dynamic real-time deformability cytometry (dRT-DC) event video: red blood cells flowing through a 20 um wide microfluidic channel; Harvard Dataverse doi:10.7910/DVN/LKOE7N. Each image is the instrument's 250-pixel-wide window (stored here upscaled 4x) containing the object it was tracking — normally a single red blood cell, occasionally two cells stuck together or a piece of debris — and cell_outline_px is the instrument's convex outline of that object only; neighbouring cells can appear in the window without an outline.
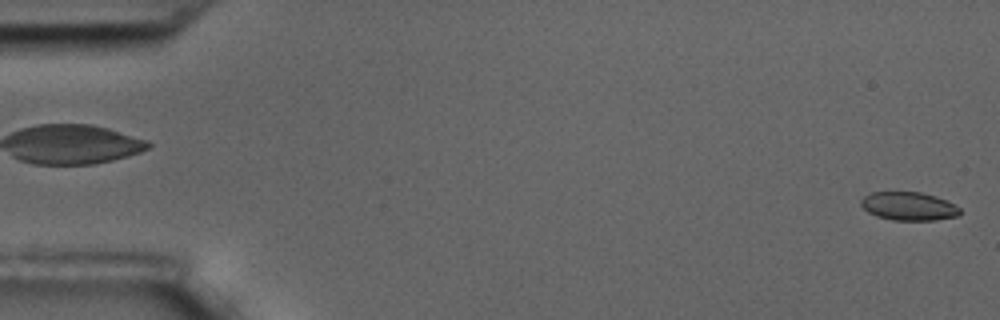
{"species": "common noctule bat (a hibernating species)", "species_latin": "Nyctalus noctula", "temperature_condition": "room temperature", "stored_images_in_passage": 58, "camera_frame_rate_fps": 3000, "um_per_image_px": 0.085, "animal": {"sex": "male", "body_mass_g": 17.5, "forearm_length_mm": 52.3}, "frame": {"image": 1, "passage_image": 1, "time_ms": 0.0, "image_size_px": [1000, 320], "cell_outline_px": [[960, 212], [956, 216], [936, 220], [892, 220], [876, 216], [868, 212], [860, 204], [860, 200], [864, 196], [872, 192], [920, 192], [936, 196], [960, 208]], "centroid_in_image_um": [77.2, 17.53], "position_along_channel_um": 7.8, "area_um2": 16.24}}
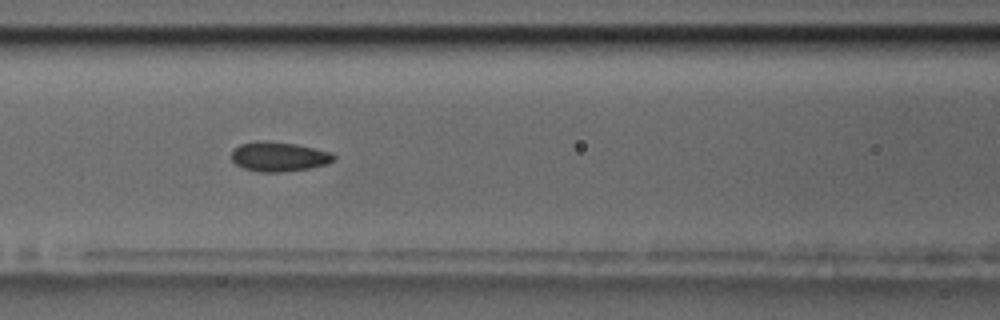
{"frame": {"image": 2, "passage_image": 25, "time_ms": 8.0, "image_size_px": [1000, 320], "cell_outline_px": [[336, 160], [328, 164], [308, 168], [280, 172], [256, 172], [244, 168], [236, 164], [232, 160], [232, 152], [240, 144], [264, 140], [296, 144], [316, 148], [332, 152], [336, 156]], "centroid_in_image_um": [23.75, 13.31], "position_along_channel_um": 142.8, "area_um2": 17.69}}
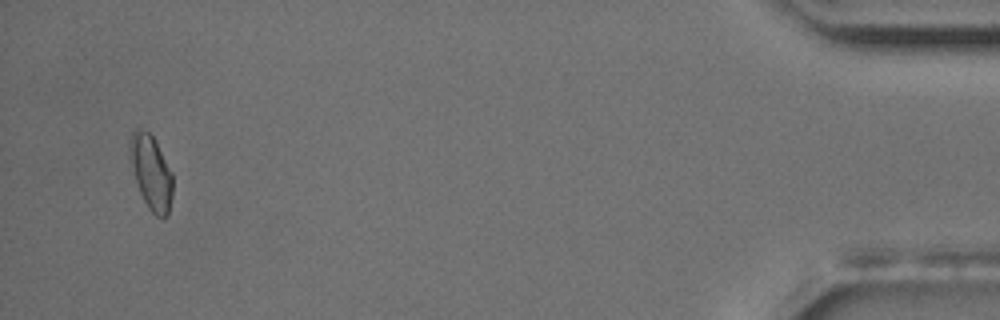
{"frame": {"image": 3, "passage_image": 56, "time_ms": 18.333, "image_size_px": [1000, 320], "cell_outline_px": [[172, 196], [168, 216], [156, 216], [148, 208], [140, 192], [132, 172], [128, 156], [128, 140], [132, 132], [136, 128], [140, 128], [148, 132], [152, 136], [172, 172]], "centroid_in_image_um": [12.8, 14.62], "position_along_channel_um": 422.4, "area_um2": 18.73}, "authors_computed_cell_mechanics": {"area_um2": 17.3111, "velocity_mm_per_s": 3.4807, "shape_relaxation_time_tau1_ms": null, "shape_relaxation_time_tau2_ms": 2.5883, "deformation_change_tau1": null, "deformation_change_tau2": 0.0635}}